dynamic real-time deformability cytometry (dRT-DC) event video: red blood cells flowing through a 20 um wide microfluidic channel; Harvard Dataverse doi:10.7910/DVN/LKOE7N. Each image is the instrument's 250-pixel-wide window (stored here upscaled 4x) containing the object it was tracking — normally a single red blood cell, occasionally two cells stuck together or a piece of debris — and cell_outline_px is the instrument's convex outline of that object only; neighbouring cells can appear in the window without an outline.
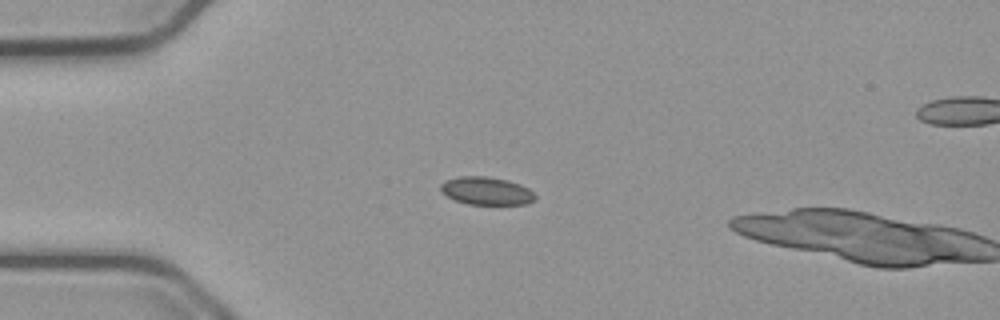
{"species": "common noctule bat (a hibernating species)", "species_latin": "Nyctalus noctula", "temperature_condition": "cold", "stored_images_in_passage": 16, "camera_frame_rate_fps": 3000, "um_per_image_px": 0.085, "animal": {"sex": "male", "body_mass_g": 23.1, "forearm_length_mm": 52.7}, "frame": {"image": 1, "passage_image": 14, "time_ms": 4.333, "image_size_px": [1000, 320], "cell_outline_px": [[536, 196], [528, 204], [468, 204], [456, 200], [440, 192], [440, 184], [448, 180], [460, 176], [484, 176], [508, 180], [520, 184], [528, 188]], "centroid_in_image_um": [41.34, 16.22], "position_along_channel_um": 43.7, "area_um2": 15.2}}